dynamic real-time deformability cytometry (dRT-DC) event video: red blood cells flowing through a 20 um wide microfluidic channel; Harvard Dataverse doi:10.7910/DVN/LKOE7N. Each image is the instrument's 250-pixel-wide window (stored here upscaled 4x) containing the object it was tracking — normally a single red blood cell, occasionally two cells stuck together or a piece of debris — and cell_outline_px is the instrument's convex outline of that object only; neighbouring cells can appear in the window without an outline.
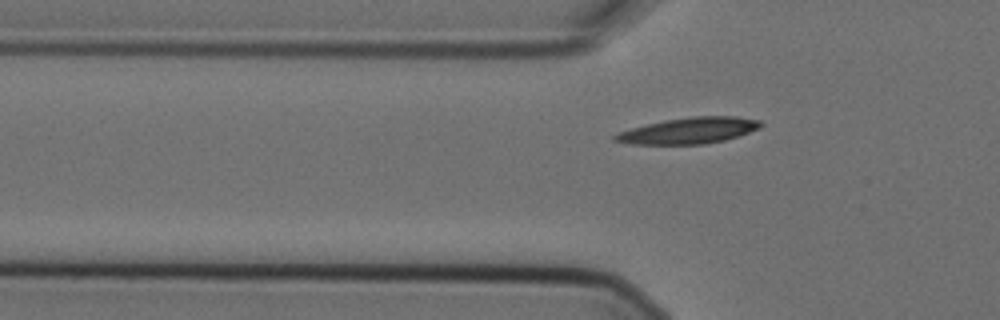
{"species": "Egyptian fruit bat (a non-hibernating species)", "species_latin": "Rousettus aegyptiacus", "temperature_condition": "cold", "stored_images_in_passage": 7, "segment_of_instrument_passage": [2, 2], "camera_frame_rate_fps": 3000, "um_per_image_px": 0.085, "animal": {"sex": "female"}, "frame": {"image": 1, "passage_image": 7, "time_ms": 2.0, "image_size_px": [1000, 320], "cell_outline_px": [[764, 124], [760, 128], [724, 140], [704, 144], [628, 144], [612, 140], [612, 136], [620, 132], [632, 128], [664, 120], [692, 116], [736, 116], [760, 120]], "centroid_in_image_um": [58.56, 11.1], "position_along_channel_um": 67.2, "area_um2": 22.08}}